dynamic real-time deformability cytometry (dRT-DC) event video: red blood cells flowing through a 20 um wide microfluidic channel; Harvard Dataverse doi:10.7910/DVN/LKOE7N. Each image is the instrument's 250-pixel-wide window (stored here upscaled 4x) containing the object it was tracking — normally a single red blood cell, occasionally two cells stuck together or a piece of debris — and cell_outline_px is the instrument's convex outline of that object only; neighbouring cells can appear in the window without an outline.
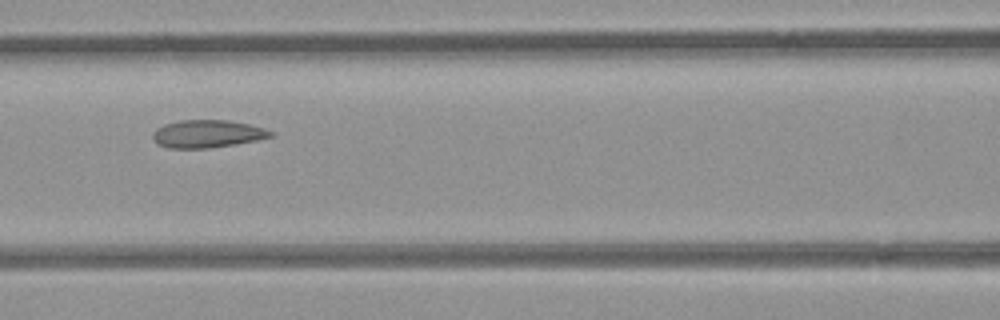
{"species": "common noctule bat (a hibernating species)", "species_latin": "Nyctalus noctula", "temperature_condition": "room temperature", "stored_images_in_passage": 6, "segment_of_instrument_passage": [1, 2], "camera_frame_rate_fps": 3000, "um_per_image_px": 0.085, "animal": {"sex": "female", "body_mass_g": 21.9}, "frame": {"image": 1, "passage_image": 3, "time_ms": 2.333, "image_size_px": [1000, 320], "cell_outline_px": [[272, 136], [256, 140], [236, 144], [208, 148], [168, 148], [160, 144], [152, 136], [152, 132], [156, 128], [164, 124], [180, 120], [228, 120], [248, 124], [264, 128], [272, 132]], "centroid_in_image_um": [17.6, 11.37], "position_along_channel_um": 149.0, "area_um2": 18.84}}
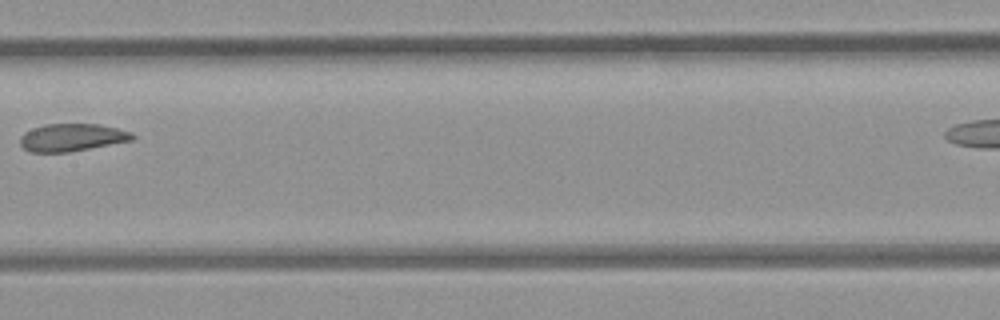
{"frame": {"image": 2, "passage_image": 4, "time_ms": 3.667, "image_size_px": [1000, 320], "cell_outline_px": [[136, 136], [132, 140], [68, 152], [32, 152], [24, 148], [20, 144], [20, 136], [24, 132], [32, 128], [44, 124], [100, 124], [132, 132]], "centroid_in_image_um": [6.1, 11.67], "position_along_channel_um": 201.3, "area_um2": 17.98}}
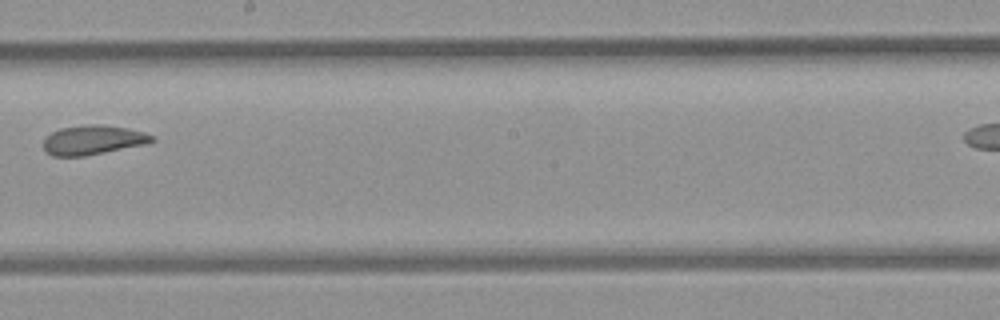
{"frame": {"image": 3, "passage_image": 5, "time_ms": 4.667, "image_size_px": [1000, 320], "cell_outline_px": [[156, 140], [144, 144], [84, 156], [52, 156], [44, 152], [44, 136], [60, 128], [88, 124], [100, 124], [128, 128], [144, 132], [156, 136]], "centroid_in_image_um": [7.88, 11.89], "position_along_channel_um": 240.3, "area_um2": 18.67}}